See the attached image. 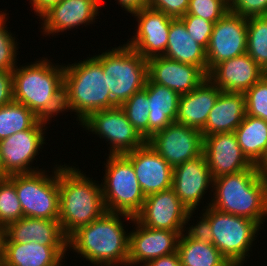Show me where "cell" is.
Wrapping results in <instances>:
<instances>
[{"label":"cell","instance_id":"ba28073f","mask_svg":"<svg viewBox=\"0 0 267 266\" xmlns=\"http://www.w3.org/2000/svg\"><path fill=\"white\" fill-rule=\"evenodd\" d=\"M203 213L210 219L212 244L232 266L247 263L253 241L261 227L253 220L220 212L211 206L203 207ZM205 211V212H204Z\"/></svg>","mask_w":267,"mask_h":266},{"label":"cell","instance_id":"7dc6e473","mask_svg":"<svg viewBox=\"0 0 267 266\" xmlns=\"http://www.w3.org/2000/svg\"><path fill=\"white\" fill-rule=\"evenodd\" d=\"M258 168L264 176H267V155L265 159L262 161V163L258 166Z\"/></svg>","mask_w":267,"mask_h":266},{"label":"cell","instance_id":"4fadbf2b","mask_svg":"<svg viewBox=\"0 0 267 266\" xmlns=\"http://www.w3.org/2000/svg\"><path fill=\"white\" fill-rule=\"evenodd\" d=\"M195 211H189L172 188L147 195L135 218L148 228L183 232Z\"/></svg>","mask_w":267,"mask_h":266},{"label":"cell","instance_id":"ffe728a7","mask_svg":"<svg viewBox=\"0 0 267 266\" xmlns=\"http://www.w3.org/2000/svg\"><path fill=\"white\" fill-rule=\"evenodd\" d=\"M124 155L131 161L145 196L172 188L173 167L147 142Z\"/></svg>","mask_w":267,"mask_h":266},{"label":"cell","instance_id":"44dd1931","mask_svg":"<svg viewBox=\"0 0 267 266\" xmlns=\"http://www.w3.org/2000/svg\"><path fill=\"white\" fill-rule=\"evenodd\" d=\"M147 74L150 81L166 86L179 95L191 92L207 78L199 67L165 56L147 59Z\"/></svg>","mask_w":267,"mask_h":266},{"label":"cell","instance_id":"f1b7e54d","mask_svg":"<svg viewBox=\"0 0 267 266\" xmlns=\"http://www.w3.org/2000/svg\"><path fill=\"white\" fill-rule=\"evenodd\" d=\"M234 132L243 154L259 166L267 155V121L246 114Z\"/></svg>","mask_w":267,"mask_h":266},{"label":"cell","instance_id":"bcb514c9","mask_svg":"<svg viewBox=\"0 0 267 266\" xmlns=\"http://www.w3.org/2000/svg\"><path fill=\"white\" fill-rule=\"evenodd\" d=\"M9 178V175L6 173L3 162H2V158H1V153H0V180Z\"/></svg>","mask_w":267,"mask_h":266},{"label":"cell","instance_id":"277c9868","mask_svg":"<svg viewBox=\"0 0 267 266\" xmlns=\"http://www.w3.org/2000/svg\"><path fill=\"white\" fill-rule=\"evenodd\" d=\"M213 196L207 206L227 214L265 222V183L258 165L213 179ZM213 197V198H212Z\"/></svg>","mask_w":267,"mask_h":266},{"label":"cell","instance_id":"ee69618b","mask_svg":"<svg viewBox=\"0 0 267 266\" xmlns=\"http://www.w3.org/2000/svg\"><path fill=\"white\" fill-rule=\"evenodd\" d=\"M63 0H30L32 9L34 10L35 15L41 17L46 13L51 7L57 5Z\"/></svg>","mask_w":267,"mask_h":266},{"label":"cell","instance_id":"f35d334b","mask_svg":"<svg viewBox=\"0 0 267 266\" xmlns=\"http://www.w3.org/2000/svg\"><path fill=\"white\" fill-rule=\"evenodd\" d=\"M229 10L247 18L267 16V0H231Z\"/></svg>","mask_w":267,"mask_h":266},{"label":"cell","instance_id":"f546056e","mask_svg":"<svg viewBox=\"0 0 267 266\" xmlns=\"http://www.w3.org/2000/svg\"><path fill=\"white\" fill-rule=\"evenodd\" d=\"M177 252L181 266H232L212 243L187 238L183 233Z\"/></svg>","mask_w":267,"mask_h":266},{"label":"cell","instance_id":"9a60e30c","mask_svg":"<svg viewBox=\"0 0 267 266\" xmlns=\"http://www.w3.org/2000/svg\"><path fill=\"white\" fill-rule=\"evenodd\" d=\"M131 14L135 16L138 26L135 36H131L125 44L146 60L163 56L167 48L170 24L174 18L149 7Z\"/></svg>","mask_w":267,"mask_h":266},{"label":"cell","instance_id":"7402d4cb","mask_svg":"<svg viewBox=\"0 0 267 266\" xmlns=\"http://www.w3.org/2000/svg\"><path fill=\"white\" fill-rule=\"evenodd\" d=\"M266 73L247 54L224 60L214 66L207 77L224 92L245 93Z\"/></svg>","mask_w":267,"mask_h":266},{"label":"cell","instance_id":"4dcf8cb0","mask_svg":"<svg viewBox=\"0 0 267 266\" xmlns=\"http://www.w3.org/2000/svg\"><path fill=\"white\" fill-rule=\"evenodd\" d=\"M39 119L25 105L16 101L0 106V141L30 129Z\"/></svg>","mask_w":267,"mask_h":266},{"label":"cell","instance_id":"2e32d148","mask_svg":"<svg viewBox=\"0 0 267 266\" xmlns=\"http://www.w3.org/2000/svg\"><path fill=\"white\" fill-rule=\"evenodd\" d=\"M134 230L129 231L130 266H144L147 262L177 252L178 242L183 232L154 229L143 226L135 217ZM143 263V264H142ZM136 264V265H135Z\"/></svg>","mask_w":267,"mask_h":266},{"label":"cell","instance_id":"83f0119b","mask_svg":"<svg viewBox=\"0 0 267 266\" xmlns=\"http://www.w3.org/2000/svg\"><path fill=\"white\" fill-rule=\"evenodd\" d=\"M163 56L184 64L195 65L206 75L208 74L206 49L194 41L179 18L171 21L167 48Z\"/></svg>","mask_w":267,"mask_h":266},{"label":"cell","instance_id":"e575fe53","mask_svg":"<svg viewBox=\"0 0 267 266\" xmlns=\"http://www.w3.org/2000/svg\"><path fill=\"white\" fill-rule=\"evenodd\" d=\"M5 12L0 11V71L12 72L18 64L17 52L19 51L17 50L19 46L16 37L7 30L6 22L9 14Z\"/></svg>","mask_w":267,"mask_h":266},{"label":"cell","instance_id":"c3c4849f","mask_svg":"<svg viewBox=\"0 0 267 266\" xmlns=\"http://www.w3.org/2000/svg\"><path fill=\"white\" fill-rule=\"evenodd\" d=\"M265 183V220H267V176H264Z\"/></svg>","mask_w":267,"mask_h":266},{"label":"cell","instance_id":"5bb4252c","mask_svg":"<svg viewBox=\"0 0 267 266\" xmlns=\"http://www.w3.org/2000/svg\"><path fill=\"white\" fill-rule=\"evenodd\" d=\"M248 18L230 10L214 23L206 49L208 73L220 62L247 52Z\"/></svg>","mask_w":267,"mask_h":266},{"label":"cell","instance_id":"d6a6232c","mask_svg":"<svg viewBox=\"0 0 267 266\" xmlns=\"http://www.w3.org/2000/svg\"><path fill=\"white\" fill-rule=\"evenodd\" d=\"M120 107L134 128L147 141L148 115L150 113L147 90L144 88L136 92L132 97L122 103Z\"/></svg>","mask_w":267,"mask_h":266},{"label":"cell","instance_id":"484cf974","mask_svg":"<svg viewBox=\"0 0 267 266\" xmlns=\"http://www.w3.org/2000/svg\"><path fill=\"white\" fill-rule=\"evenodd\" d=\"M245 115L244 93L221 91L201 131L203 137L215 133L234 132L242 123Z\"/></svg>","mask_w":267,"mask_h":266},{"label":"cell","instance_id":"b9f144b4","mask_svg":"<svg viewBox=\"0 0 267 266\" xmlns=\"http://www.w3.org/2000/svg\"><path fill=\"white\" fill-rule=\"evenodd\" d=\"M14 101L13 74L9 71H0V106Z\"/></svg>","mask_w":267,"mask_h":266},{"label":"cell","instance_id":"52a82bcc","mask_svg":"<svg viewBox=\"0 0 267 266\" xmlns=\"http://www.w3.org/2000/svg\"><path fill=\"white\" fill-rule=\"evenodd\" d=\"M101 182L103 201L108 212L135 217L142 209L145 195L131 161L124 155H108Z\"/></svg>","mask_w":267,"mask_h":266},{"label":"cell","instance_id":"ab89813d","mask_svg":"<svg viewBox=\"0 0 267 266\" xmlns=\"http://www.w3.org/2000/svg\"><path fill=\"white\" fill-rule=\"evenodd\" d=\"M190 0H149L147 7L161 11L174 19L183 17L189 8Z\"/></svg>","mask_w":267,"mask_h":266},{"label":"cell","instance_id":"7bdbcfd3","mask_svg":"<svg viewBox=\"0 0 267 266\" xmlns=\"http://www.w3.org/2000/svg\"><path fill=\"white\" fill-rule=\"evenodd\" d=\"M144 266H181L178 252L159 257L147 262Z\"/></svg>","mask_w":267,"mask_h":266},{"label":"cell","instance_id":"603a6c76","mask_svg":"<svg viewBox=\"0 0 267 266\" xmlns=\"http://www.w3.org/2000/svg\"><path fill=\"white\" fill-rule=\"evenodd\" d=\"M2 242H36L41 245L68 246V237L58 220L22 217L3 229Z\"/></svg>","mask_w":267,"mask_h":266},{"label":"cell","instance_id":"8d00e7d4","mask_svg":"<svg viewBox=\"0 0 267 266\" xmlns=\"http://www.w3.org/2000/svg\"><path fill=\"white\" fill-rule=\"evenodd\" d=\"M229 11L226 0H190L186 14L196 15L216 23Z\"/></svg>","mask_w":267,"mask_h":266},{"label":"cell","instance_id":"60d3db41","mask_svg":"<svg viewBox=\"0 0 267 266\" xmlns=\"http://www.w3.org/2000/svg\"><path fill=\"white\" fill-rule=\"evenodd\" d=\"M201 214L202 215L199 217V222L194 224V226H189L188 228L185 226L183 234L187 238L195 239L199 242L212 243L213 236L210 219L203 213V211Z\"/></svg>","mask_w":267,"mask_h":266},{"label":"cell","instance_id":"5b68a950","mask_svg":"<svg viewBox=\"0 0 267 266\" xmlns=\"http://www.w3.org/2000/svg\"><path fill=\"white\" fill-rule=\"evenodd\" d=\"M115 107L107 75L94 57L64 64V111L76 112V121L81 123L93 112Z\"/></svg>","mask_w":267,"mask_h":266},{"label":"cell","instance_id":"3957f363","mask_svg":"<svg viewBox=\"0 0 267 266\" xmlns=\"http://www.w3.org/2000/svg\"><path fill=\"white\" fill-rule=\"evenodd\" d=\"M73 167L59 165L58 221L67 237L106 212L101 183H96L100 181H93L79 168Z\"/></svg>","mask_w":267,"mask_h":266},{"label":"cell","instance_id":"d590c367","mask_svg":"<svg viewBox=\"0 0 267 266\" xmlns=\"http://www.w3.org/2000/svg\"><path fill=\"white\" fill-rule=\"evenodd\" d=\"M246 114L267 121V74L245 93Z\"/></svg>","mask_w":267,"mask_h":266},{"label":"cell","instance_id":"7c38bea8","mask_svg":"<svg viewBox=\"0 0 267 266\" xmlns=\"http://www.w3.org/2000/svg\"><path fill=\"white\" fill-rule=\"evenodd\" d=\"M146 142L173 168L203 154L202 132L176 122Z\"/></svg>","mask_w":267,"mask_h":266},{"label":"cell","instance_id":"d6986e66","mask_svg":"<svg viewBox=\"0 0 267 266\" xmlns=\"http://www.w3.org/2000/svg\"><path fill=\"white\" fill-rule=\"evenodd\" d=\"M101 0H63L51 7L40 19L43 36L56 35L80 25H90L99 16ZM99 11V12H98Z\"/></svg>","mask_w":267,"mask_h":266},{"label":"cell","instance_id":"1f68e13d","mask_svg":"<svg viewBox=\"0 0 267 266\" xmlns=\"http://www.w3.org/2000/svg\"><path fill=\"white\" fill-rule=\"evenodd\" d=\"M246 53L267 74V16L248 17Z\"/></svg>","mask_w":267,"mask_h":266},{"label":"cell","instance_id":"681fc988","mask_svg":"<svg viewBox=\"0 0 267 266\" xmlns=\"http://www.w3.org/2000/svg\"><path fill=\"white\" fill-rule=\"evenodd\" d=\"M2 236H3V229L0 227V258H1V248H2Z\"/></svg>","mask_w":267,"mask_h":266},{"label":"cell","instance_id":"6da1fadb","mask_svg":"<svg viewBox=\"0 0 267 266\" xmlns=\"http://www.w3.org/2000/svg\"><path fill=\"white\" fill-rule=\"evenodd\" d=\"M123 220L134 217L106 211L91 223L79 227L68 237V249L74 250L94 266H127L129 234Z\"/></svg>","mask_w":267,"mask_h":266},{"label":"cell","instance_id":"e0dca14e","mask_svg":"<svg viewBox=\"0 0 267 266\" xmlns=\"http://www.w3.org/2000/svg\"><path fill=\"white\" fill-rule=\"evenodd\" d=\"M203 155L213 179L237 173L253 166L243 154L235 132L204 136Z\"/></svg>","mask_w":267,"mask_h":266},{"label":"cell","instance_id":"8992f818","mask_svg":"<svg viewBox=\"0 0 267 266\" xmlns=\"http://www.w3.org/2000/svg\"><path fill=\"white\" fill-rule=\"evenodd\" d=\"M93 57L107 75V90L117 106L144 89L148 78L147 60L133 48L124 43Z\"/></svg>","mask_w":267,"mask_h":266},{"label":"cell","instance_id":"ac0fdd59","mask_svg":"<svg viewBox=\"0 0 267 266\" xmlns=\"http://www.w3.org/2000/svg\"><path fill=\"white\" fill-rule=\"evenodd\" d=\"M211 187L213 178L203 154L173 168L172 189L189 211L200 207Z\"/></svg>","mask_w":267,"mask_h":266},{"label":"cell","instance_id":"836d02e7","mask_svg":"<svg viewBox=\"0 0 267 266\" xmlns=\"http://www.w3.org/2000/svg\"><path fill=\"white\" fill-rule=\"evenodd\" d=\"M23 217L15 184L9 179L0 180V227L4 229Z\"/></svg>","mask_w":267,"mask_h":266},{"label":"cell","instance_id":"d4e9b609","mask_svg":"<svg viewBox=\"0 0 267 266\" xmlns=\"http://www.w3.org/2000/svg\"><path fill=\"white\" fill-rule=\"evenodd\" d=\"M220 92L207 77L194 90L180 95L176 123L202 131Z\"/></svg>","mask_w":267,"mask_h":266},{"label":"cell","instance_id":"8fae6325","mask_svg":"<svg viewBox=\"0 0 267 266\" xmlns=\"http://www.w3.org/2000/svg\"><path fill=\"white\" fill-rule=\"evenodd\" d=\"M46 120L39 119L30 129L20 131L0 141V153L6 173L29 174L43 170L32 166L43 144L46 145ZM36 157V158H35ZM31 164V165H30Z\"/></svg>","mask_w":267,"mask_h":266},{"label":"cell","instance_id":"7a4b0ae2","mask_svg":"<svg viewBox=\"0 0 267 266\" xmlns=\"http://www.w3.org/2000/svg\"><path fill=\"white\" fill-rule=\"evenodd\" d=\"M42 58L29 65L17 66L12 71L14 101L49 122L52 117L65 112L64 65Z\"/></svg>","mask_w":267,"mask_h":266},{"label":"cell","instance_id":"4316f807","mask_svg":"<svg viewBox=\"0 0 267 266\" xmlns=\"http://www.w3.org/2000/svg\"><path fill=\"white\" fill-rule=\"evenodd\" d=\"M149 100L148 139L156 132L176 122L180 95L174 90L154 83L148 78L145 83Z\"/></svg>","mask_w":267,"mask_h":266},{"label":"cell","instance_id":"30bf717a","mask_svg":"<svg viewBox=\"0 0 267 266\" xmlns=\"http://www.w3.org/2000/svg\"><path fill=\"white\" fill-rule=\"evenodd\" d=\"M79 125L108 142V155L126 154L146 142L120 106L93 112Z\"/></svg>","mask_w":267,"mask_h":266},{"label":"cell","instance_id":"cb8c5ba5","mask_svg":"<svg viewBox=\"0 0 267 266\" xmlns=\"http://www.w3.org/2000/svg\"><path fill=\"white\" fill-rule=\"evenodd\" d=\"M66 251L68 246L2 242L1 266H62Z\"/></svg>","mask_w":267,"mask_h":266},{"label":"cell","instance_id":"74e56055","mask_svg":"<svg viewBox=\"0 0 267 266\" xmlns=\"http://www.w3.org/2000/svg\"><path fill=\"white\" fill-rule=\"evenodd\" d=\"M179 19L185 24L187 32L193 37L194 41L207 49L214 22H210L199 16L191 14H185Z\"/></svg>","mask_w":267,"mask_h":266},{"label":"cell","instance_id":"9c48e42d","mask_svg":"<svg viewBox=\"0 0 267 266\" xmlns=\"http://www.w3.org/2000/svg\"><path fill=\"white\" fill-rule=\"evenodd\" d=\"M55 165L52 175L48 174L46 170H41L9 176V179L15 184L23 217L58 220L60 207L59 165L57 163Z\"/></svg>","mask_w":267,"mask_h":266},{"label":"cell","instance_id":"f6af8a7d","mask_svg":"<svg viewBox=\"0 0 267 266\" xmlns=\"http://www.w3.org/2000/svg\"><path fill=\"white\" fill-rule=\"evenodd\" d=\"M127 13H133L147 7L149 0H115Z\"/></svg>","mask_w":267,"mask_h":266}]
</instances>
